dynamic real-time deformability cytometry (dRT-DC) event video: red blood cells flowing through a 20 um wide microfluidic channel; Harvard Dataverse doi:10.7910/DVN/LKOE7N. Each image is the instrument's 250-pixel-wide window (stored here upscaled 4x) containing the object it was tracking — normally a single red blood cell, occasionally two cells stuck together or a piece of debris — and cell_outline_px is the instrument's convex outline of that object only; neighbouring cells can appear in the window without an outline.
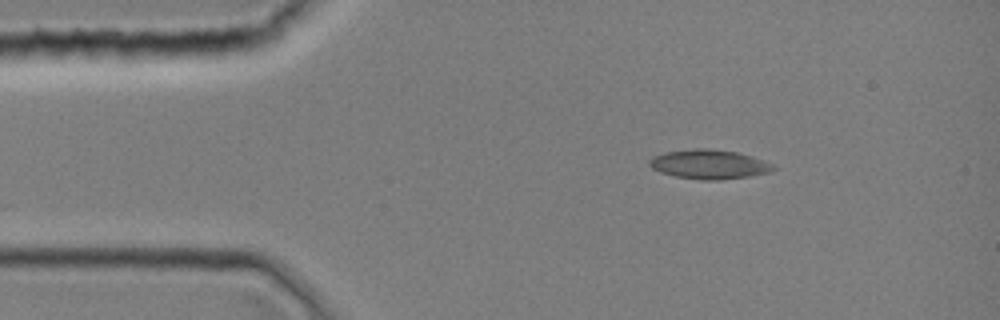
{"species": "common noctule bat (a hibernating species)", "species_latin": "Nyctalus noctula", "temperature_condition": "room temperature", "stored_images_in_passage": 1, "camera_frame_rate_fps": 3000, "um_per_image_px": 0.085, "animal": {"sex": "female", "body_mass_g": 19.0, "forearm_length_mm": 51.5}, "frame": {"image": 1, "passage_image": 1, "time_ms": 0.0, "image_size_px": [1000, 320], "cell_outline_px": [[776, 168], [768, 172], [748, 176], [720, 180], [704, 180], [676, 176], [660, 172], [652, 168], [648, 164], [648, 160], [652, 156], [664, 152], [696, 148], [708, 148], [736, 152], [752, 156], [772, 164]], "centroid_in_image_um": [60.23, 13.96], "position_along_channel_um": 24.8, "area_um2": 21.04}}